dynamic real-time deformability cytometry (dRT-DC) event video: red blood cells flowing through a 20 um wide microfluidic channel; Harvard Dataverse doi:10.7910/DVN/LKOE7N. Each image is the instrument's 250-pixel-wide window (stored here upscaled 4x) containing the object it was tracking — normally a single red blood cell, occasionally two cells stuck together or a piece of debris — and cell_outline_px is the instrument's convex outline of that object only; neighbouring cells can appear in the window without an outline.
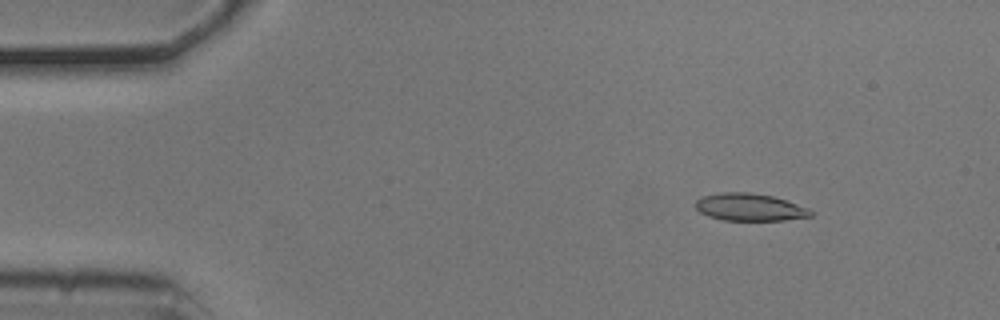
{"species": "common noctule bat (a hibernating species)", "species_latin": "Nyctalus noctula", "temperature_condition": "cold", "stored_images_in_passage": 54, "camera_frame_rate_fps": 3000, "um_per_image_px": 0.085, "animal": {"sex": "male", "body_mass_g": 20.5, "forearm_length_mm": 52.5}, "frame": {"image": 1, "passage_image": 7, "time_ms": 2.0, "image_size_px": [1000, 320], "cell_outline_px": [[812, 216], [784, 220], [724, 220], [708, 216], [700, 212], [696, 208], [696, 200], [700, 196], [720, 192], [748, 192], [772, 196], [808, 208], [812, 212]], "centroid_in_image_um": [63.68, 17.6], "position_along_channel_um": 21.3, "area_um2": 18.26}}
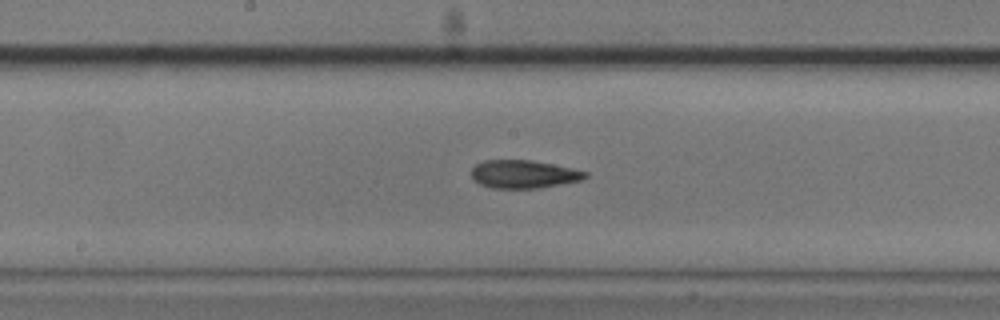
{"frame": {"image": 2, "passage_image": 28, "time_ms": 9.0, "image_size_px": [1000, 320], "cell_outline_px": [[588, 176], [580, 180], [536, 188], [492, 188], [480, 184], [472, 180], [472, 168], [476, 164], [484, 160], [532, 160], [572, 168], [588, 172]], "centroid_in_image_um": [44.47, 14.8], "position_along_channel_um": 203.7, "area_um2": 18.5}}
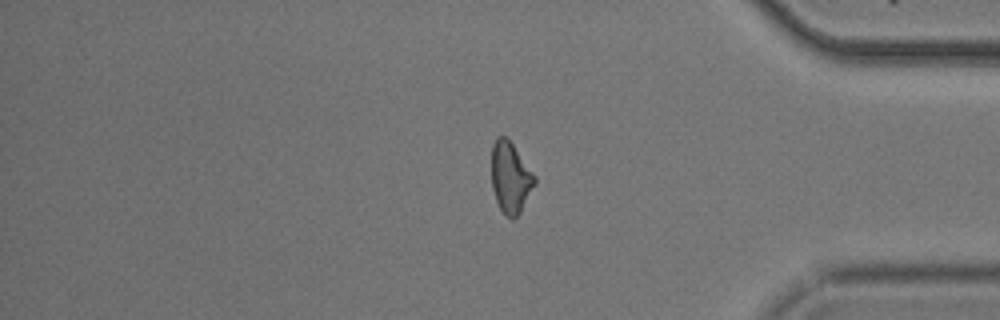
{"frame": {"image": 3, "passage_image": 45, "time_ms": 14.667, "image_size_px": [1000, 320], "cell_outline_px": [[536, 184], [520, 212], [512, 220], [500, 208], [496, 200], [492, 188], [492, 144], [496, 136], [504, 136], [512, 144], [536, 176]], "centroid_in_image_um": [43.39, 15.08], "position_along_channel_um": 391.8, "area_um2": 17.69}, "authors_computed_cell_mechanics": {"area_um2": 18.496, "velocity_mm_per_s": 3.7218, "shape_relaxation_time_tau1_ms": 4.5576, "shape_relaxation_time_tau2_ms": 1.9967, "deformation_change_tau1": 0.1259, "deformation_change_tau2": 0.0987}}